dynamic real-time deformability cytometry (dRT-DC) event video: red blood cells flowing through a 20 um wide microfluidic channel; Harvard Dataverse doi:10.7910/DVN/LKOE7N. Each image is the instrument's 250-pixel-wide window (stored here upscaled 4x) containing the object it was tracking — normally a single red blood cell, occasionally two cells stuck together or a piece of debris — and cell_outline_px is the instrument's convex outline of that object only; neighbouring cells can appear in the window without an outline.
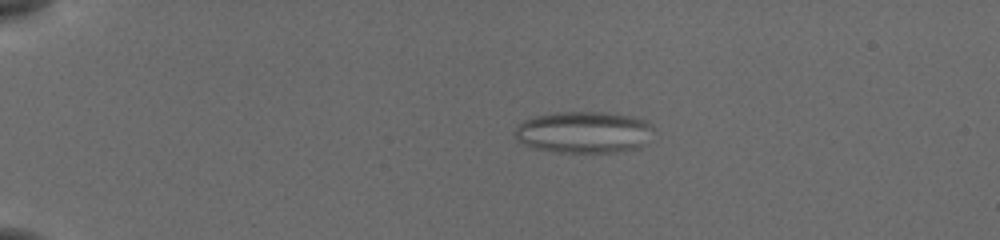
{"species": "common noctule bat (a hibernating species)", "species_latin": "Nyctalus noctula", "temperature_condition": "cold", "stored_images_in_passage": 46, "camera_frame_rate_fps": 3000, "um_per_image_px": 0.085, "animal": {"sex": "female", "body_mass_g": 19.5, "forearm_length_mm": 54.1}, "frame": {"image": 1, "passage_image": 3, "time_ms": 0.667, "image_size_px": [1000, 240], "cell_outline_px": [[652, 128], [640, 144], [636, 148], [608, 152], [556, 152], [536, 148], [524, 144], [512, 132], [524, 120], [536, 116], [560, 112], [604, 112], [632, 116], [644, 120]], "centroid_in_image_um": [49.54, 11.22], "position_along_channel_um": 35.5, "area_um2": 32.77}}
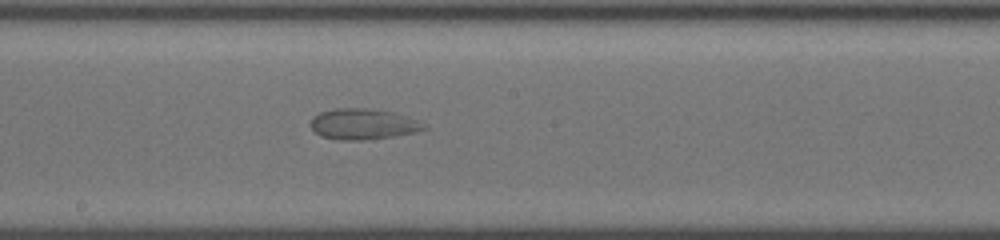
{"frame": {"image": 2, "passage_image": 23, "time_ms": 7.333, "image_size_px": [1000, 240], "cell_outline_px": [[428, 128], [412, 132], [392, 136], [364, 140], [340, 140], [320, 136], [312, 128], [312, 116], [320, 112], [336, 108], [368, 108], [392, 112], [416, 120], [424, 124]], "centroid_in_image_um": [30.81, 10.54], "position_along_channel_um": 217.4, "area_um2": 20.0}}
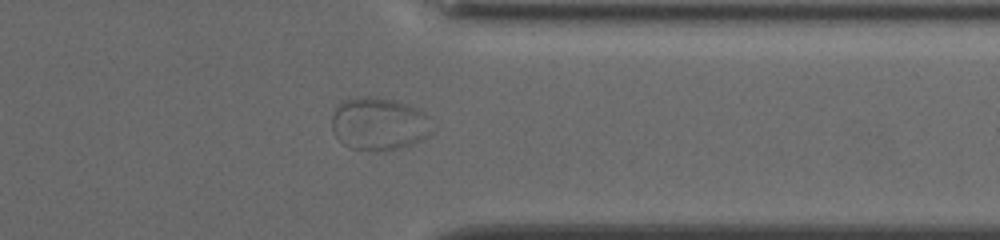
{"frame": {"image": 3, "passage_image": 36, "time_ms": 11.667, "image_size_px": [1000, 240], "cell_outline_px": [[428, 136], [412, 144], [400, 148], [376, 152], [352, 148], [344, 144], [332, 132], [332, 116], [340, 100], [360, 96], [376, 96], [392, 100], [404, 104], [424, 112]], "centroid_in_image_um": [32.09, 10.52], "position_along_channel_um": 379.3, "area_um2": 30.4}}